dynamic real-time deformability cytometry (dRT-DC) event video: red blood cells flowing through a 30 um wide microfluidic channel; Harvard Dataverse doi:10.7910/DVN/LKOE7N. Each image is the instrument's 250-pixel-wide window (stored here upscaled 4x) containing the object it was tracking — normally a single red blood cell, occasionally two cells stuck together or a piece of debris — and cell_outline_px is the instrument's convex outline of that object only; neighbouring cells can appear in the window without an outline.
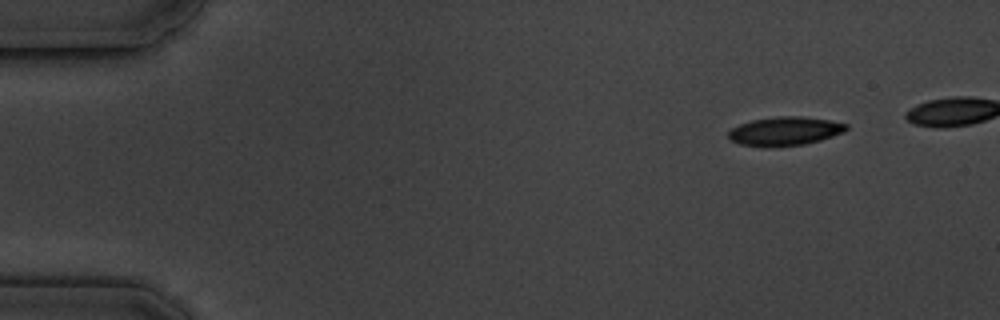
{"species": "common noctule bat (a hibernating species)", "species_latin": "Nyctalus noctula", "temperature_condition": "cold", "stored_images_in_passage": 11, "camera_frame_rate_fps": 3000, "um_per_image_px": 0.085, "animal": {"sex": "male", "body_mass_g": 19.5, "forearm_length_mm": 54.6}, "frame": {"image": 1, "passage_image": 1, "time_ms": 0.0, "image_size_px": [1000, 320], "cell_outline_px": [[848, 128], [844, 132], [820, 140], [804, 144], [764, 148], [740, 144], [728, 140], [728, 132], [732, 128], [740, 124], [752, 120], [780, 116], [804, 116], [828, 120], [848, 124]], "centroid_in_image_um": [66.68, 11.16], "position_along_channel_um": 18.3, "area_um2": 19.88}}